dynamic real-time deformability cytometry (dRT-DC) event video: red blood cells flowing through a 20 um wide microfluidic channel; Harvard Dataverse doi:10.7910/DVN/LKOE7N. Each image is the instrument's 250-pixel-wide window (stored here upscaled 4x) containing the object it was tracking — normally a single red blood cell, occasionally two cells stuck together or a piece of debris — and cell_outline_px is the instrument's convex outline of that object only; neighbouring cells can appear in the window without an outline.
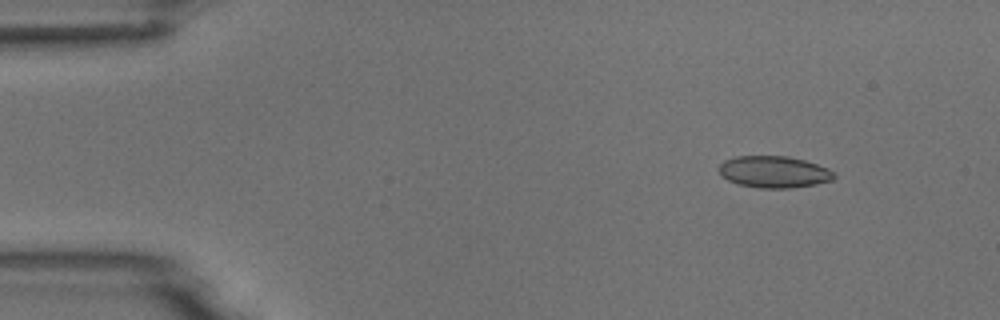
{"species": "common noctule bat (a hibernating species)", "species_latin": "Nyctalus noctula", "temperature_condition": "room temperature", "stored_images_in_passage": 5, "camera_frame_rate_fps": 3000, "um_per_image_px": 0.085, "animal": {"sex": "male", "body_mass_g": 18.8}, "frame": {"image": 1, "passage_image": 2, "time_ms": 1.0, "image_size_px": [1000, 320], "cell_outline_px": [[836, 176], [832, 180], [816, 184], [792, 188], [760, 188], [740, 184], [728, 180], [720, 176], [720, 164], [724, 160], [736, 156], [788, 156], [804, 160], [828, 168]], "centroid_in_image_um": [65.78, 14.61], "position_along_channel_um": 19.2, "area_um2": 21.21}}
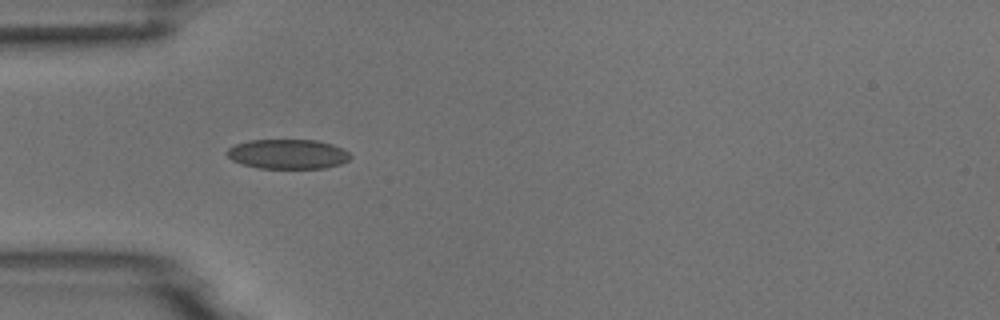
{"frame": {"image": 2, "passage_image": 4, "time_ms": 4.333, "image_size_px": [1000, 320], "cell_outline_px": [[352, 156], [348, 160], [340, 164], [324, 168], [260, 168], [240, 164], [232, 160], [224, 152], [228, 148], [236, 144], [248, 140], [316, 140], [332, 144], [348, 152]], "centroid_in_image_um": [24.43, 13.09], "position_along_channel_um": 60.6, "area_um2": 21.33}}